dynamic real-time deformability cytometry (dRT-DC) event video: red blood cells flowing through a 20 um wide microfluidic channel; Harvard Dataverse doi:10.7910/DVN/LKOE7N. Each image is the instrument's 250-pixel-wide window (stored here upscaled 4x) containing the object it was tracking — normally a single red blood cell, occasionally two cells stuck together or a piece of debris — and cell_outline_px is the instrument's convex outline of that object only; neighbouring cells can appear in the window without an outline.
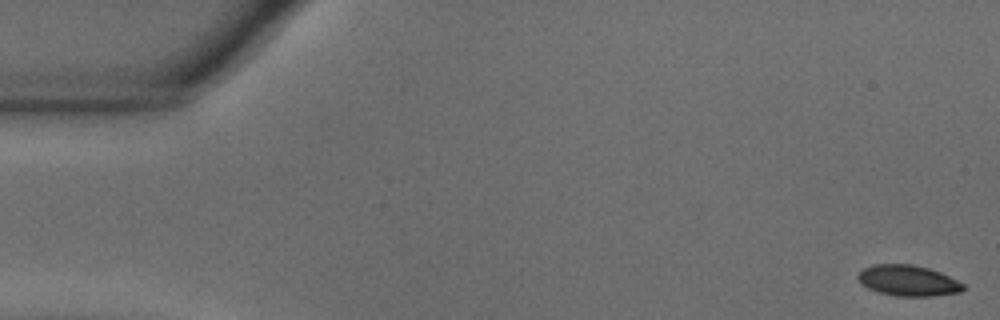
{"species": "common noctule bat (a hibernating species)", "species_latin": "Nyctalus noctula", "temperature_condition": "warm", "stored_images_in_passage": 55, "camera_frame_rate_fps": 3000, "um_per_image_px": 0.085, "animal": {"sex": "male", "body_mass_g": 18.8}, "frame": {"image": 1, "passage_image": 1, "time_ms": 0.0, "image_size_px": [1000, 320], "cell_outline_px": [[964, 288], [960, 292], [932, 296], [896, 296], [876, 292], [860, 284], [856, 276], [864, 268], [872, 264], [912, 264], [928, 268], [940, 272], [964, 284]], "centroid_in_image_um": [77.14, 23.85], "position_along_channel_um": 7.9, "area_um2": 18.96}}
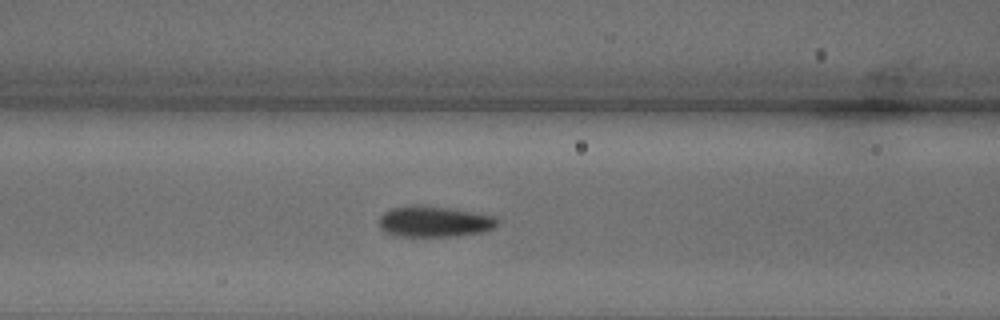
{"frame": {"image": 2, "passage_image": 22, "time_ms": 7.0, "image_size_px": [1000, 320], "cell_outline_px": [[500, 220], [492, 228], [480, 232], [452, 236], [396, 236], [384, 232], [380, 228], [380, 216], [384, 212], [392, 208], [420, 204], [448, 208], [496, 216]], "centroid_in_image_um": [36.88, 18.83], "position_along_channel_um": 129.7, "area_um2": 21.15}}
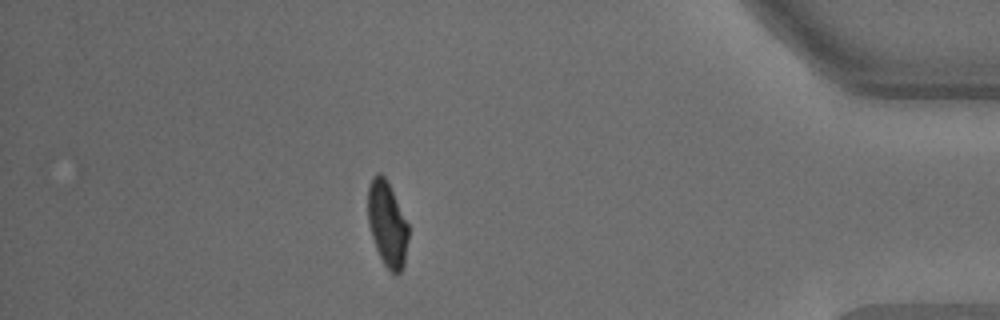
{"frame": {"image": 3, "passage_image": 48, "time_ms": 15.667, "image_size_px": [1000, 320], "cell_outline_px": [[408, 240], [404, 264], [400, 272], [396, 276], [384, 264], [376, 248], [372, 236], [368, 220], [368, 188], [372, 176], [380, 172], [388, 180], [408, 224]], "centroid_in_image_um": [32.92, 19.01], "position_along_channel_um": 402.3, "area_um2": 20.06}, "authors_computed_cell_mechanics": {"area_um2": 20.7502, "velocity_mm_per_s": 3.6506, "shape_relaxation_time_tau1_ms": 3.4354, "shape_relaxation_time_tau2_ms": 0.6605, "deformation_change_tau1": 0.1414, "deformation_change_tau2": 0.0509}}